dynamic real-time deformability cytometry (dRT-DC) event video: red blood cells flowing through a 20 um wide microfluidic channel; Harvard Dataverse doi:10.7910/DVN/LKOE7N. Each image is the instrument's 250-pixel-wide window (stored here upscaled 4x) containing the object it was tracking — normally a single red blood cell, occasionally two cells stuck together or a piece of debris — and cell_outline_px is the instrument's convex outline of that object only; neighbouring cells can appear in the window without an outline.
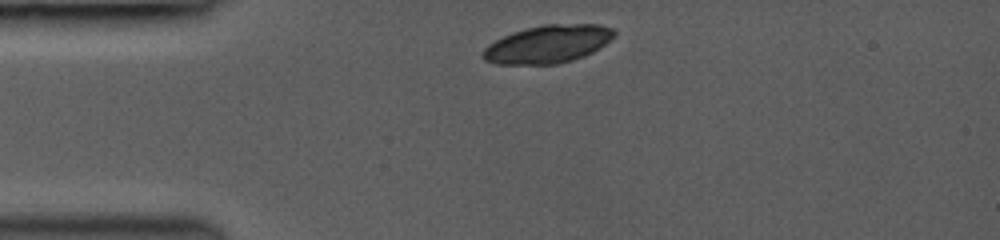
{"species": "common noctule bat (a hibernating species)", "species_latin": "Nyctalus noctula", "temperature_condition": "room temperature", "stored_images_in_passage": 11, "camera_frame_rate_fps": 3000, "um_per_image_px": 0.085, "animal": {"sex": "female", "body_mass_g": 19.0, "forearm_length_mm": 53.3}, "frame": {"image": 1, "passage_image": 1, "time_ms": 0.0, "image_size_px": [1000, 240], "cell_outline_px": [[616, 36], [600, 48], [584, 56], [572, 60], [556, 64], [496, 64], [484, 60], [480, 56], [484, 48], [488, 44], [512, 32], [544, 24], [600, 24], [612, 28], [616, 32]], "centroid_in_image_um": [46.58, 3.75], "position_along_channel_um": 38.4, "area_um2": 29.13}}
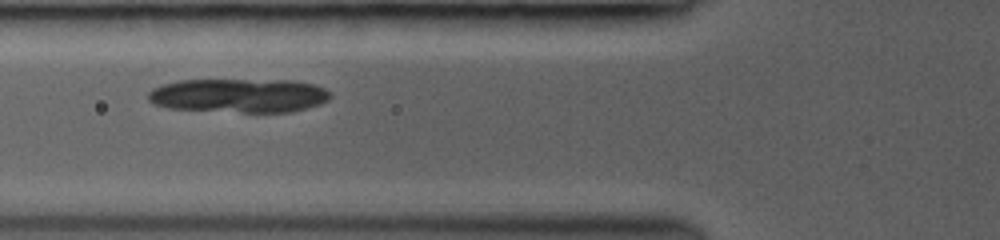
{"frame": {"image": 2, "passage_image": 5, "time_ms": 2.333, "image_size_px": [1000, 240], "cell_outline_px": [[332, 96], [328, 100], [320, 104], [308, 108], [292, 112], [240, 112], [168, 108], [156, 104], [148, 100], [148, 92], [152, 88], [164, 84], [180, 80], [292, 80], [312, 84], [324, 88]], "centroid_in_image_um": [20.32, 8.12], "position_along_channel_um": 105.5, "area_um2": 36.13}}